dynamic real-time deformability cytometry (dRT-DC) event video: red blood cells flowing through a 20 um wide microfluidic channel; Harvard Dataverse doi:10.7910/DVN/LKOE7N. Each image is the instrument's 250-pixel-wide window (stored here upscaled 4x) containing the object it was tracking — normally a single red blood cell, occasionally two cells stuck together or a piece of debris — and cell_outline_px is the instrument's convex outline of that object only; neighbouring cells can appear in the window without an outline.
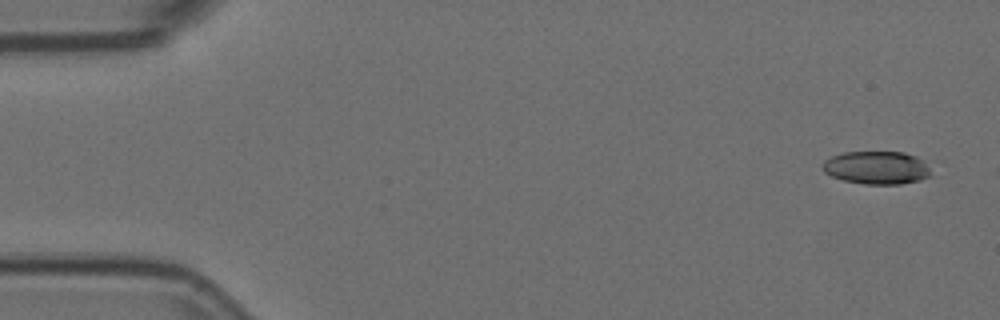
{"species": "Egyptian fruit bat (a non-hibernating species)", "species_latin": "Rousettus aegyptiacus", "temperature_condition": "room temperature", "stored_images_in_passage": 6, "camera_frame_rate_fps": 3000, "um_per_image_px": 0.085, "animal": {"sex": "female"}, "frame": {"image": 1, "passage_image": 1, "time_ms": 0.0, "image_size_px": [1000, 320], "cell_outline_px": [[932, 176], [920, 180], [900, 184], [864, 184], [844, 180], [832, 176], [824, 172], [820, 168], [824, 160], [832, 156], [844, 152], [904, 152], [916, 156], [924, 160]], "centroid_in_image_um": [74.51, 14.25], "position_along_channel_um": 10.5, "area_um2": 20.98}}
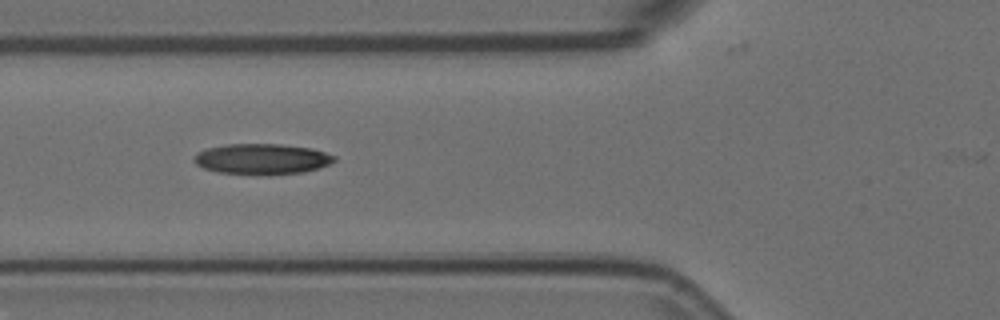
{"frame": {"image": 2, "passage_image": 5, "time_ms": 1.333, "image_size_px": [1000, 320], "cell_outline_px": [[336, 160], [328, 164], [304, 172], [220, 172], [204, 168], [196, 164], [192, 160], [196, 152], [208, 148], [228, 144], [280, 144], [312, 148], [336, 156]], "centroid_in_image_um": [22.24, 13.46], "position_along_channel_um": 103.6, "area_um2": 23.99}}
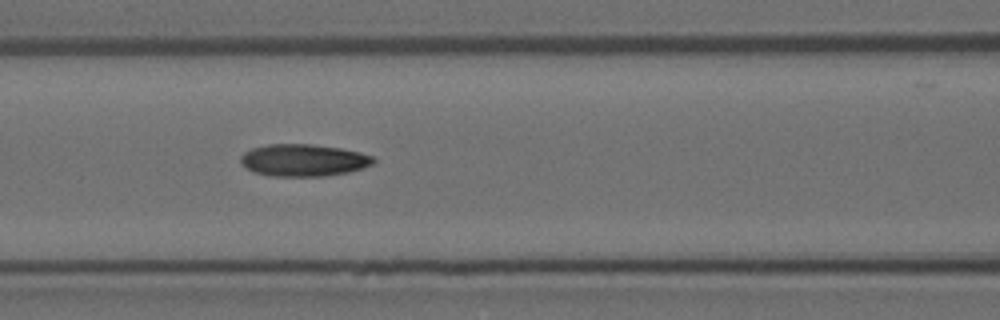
{"frame": {"image": 3, "passage_image": 6, "time_ms": 1.667, "image_size_px": [1000, 320], "cell_outline_px": [[376, 160], [372, 164], [364, 168], [348, 172], [324, 176], [268, 176], [252, 172], [240, 164], [240, 156], [244, 152], [252, 148], [268, 144], [312, 144], [340, 148], [360, 152], [372, 156]], "centroid_in_image_um": [25.76, 13.62], "position_along_channel_um": 140.8, "area_um2": 25.09}}